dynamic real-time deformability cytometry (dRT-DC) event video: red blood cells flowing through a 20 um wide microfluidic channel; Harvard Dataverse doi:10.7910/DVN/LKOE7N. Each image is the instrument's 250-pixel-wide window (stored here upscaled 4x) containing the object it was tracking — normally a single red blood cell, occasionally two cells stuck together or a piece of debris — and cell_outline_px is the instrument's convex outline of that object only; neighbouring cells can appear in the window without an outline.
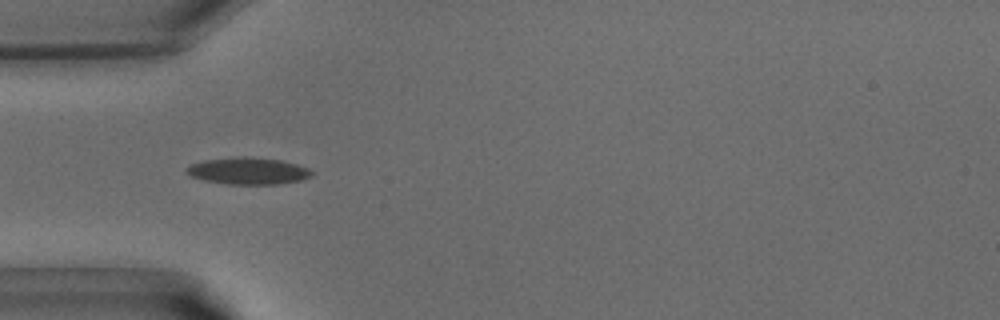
{"species": "common noctule bat (a hibernating species)", "species_latin": "Nyctalus noctula", "temperature_condition": "warm", "stored_images_in_passage": 28, "camera_frame_rate_fps": 3000, "um_per_image_px": 0.085, "animal": {"sex": "male", "body_mass_g": 15.6}, "frame": {"image": 1, "passage_image": 1, "time_ms": 0.0, "image_size_px": [1000, 320], "cell_outline_px": [[312, 176], [300, 180], [280, 184], [228, 184], [204, 180], [192, 176], [184, 172], [184, 168], [192, 164], [204, 160], [236, 156], [248, 156], [280, 160], [296, 164], [308, 168], [312, 172]], "centroid_in_image_um": [21.06, 14.52], "position_along_channel_um": 63.9, "area_um2": 19.65}}
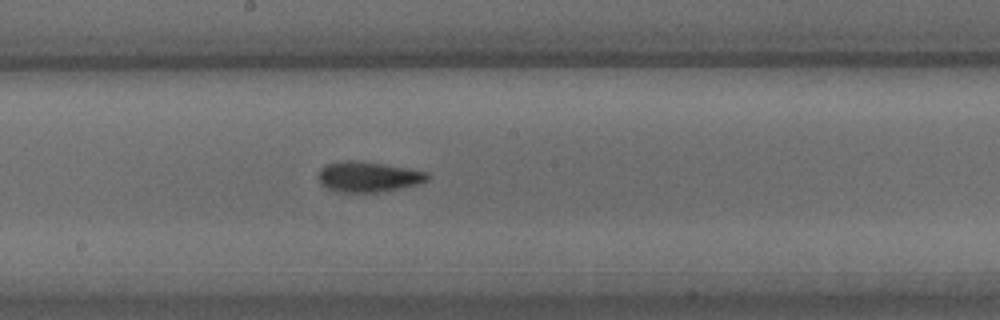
{"frame": {"image": 2, "passage_image": 10, "time_ms": 3.0, "image_size_px": [1000, 320], "cell_outline_px": [[432, 176], [428, 180], [416, 184], [400, 188], [376, 192], [336, 192], [320, 184], [320, 168], [324, 164], [348, 160], [352, 160], [384, 164], [408, 168], [428, 172]], "centroid_in_image_um": [31.31, 15.02], "position_along_channel_um": 216.9, "area_um2": 19.25}}
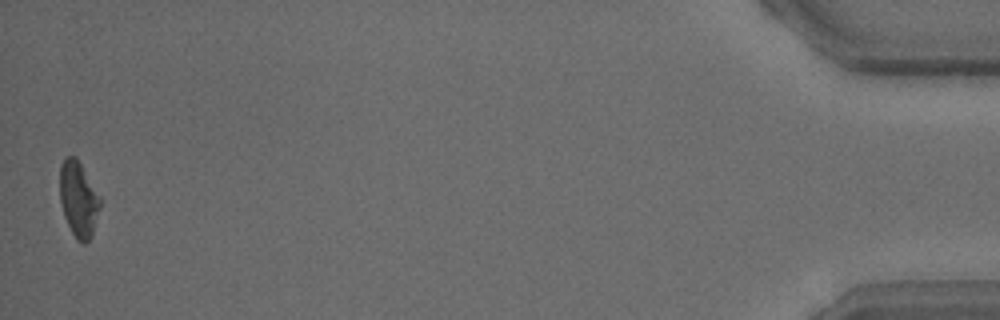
{"frame": {"image": 3, "passage_image": 28, "time_ms": 9.0, "image_size_px": [1000, 320], "cell_outline_px": [[100, 208], [92, 236], [84, 244], [76, 240], [64, 216], [60, 200], [60, 164], [68, 156], [76, 156], [100, 196]], "centroid_in_image_um": [6.67, 16.94], "position_along_channel_um": 428.5, "area_um2": 17.69}}